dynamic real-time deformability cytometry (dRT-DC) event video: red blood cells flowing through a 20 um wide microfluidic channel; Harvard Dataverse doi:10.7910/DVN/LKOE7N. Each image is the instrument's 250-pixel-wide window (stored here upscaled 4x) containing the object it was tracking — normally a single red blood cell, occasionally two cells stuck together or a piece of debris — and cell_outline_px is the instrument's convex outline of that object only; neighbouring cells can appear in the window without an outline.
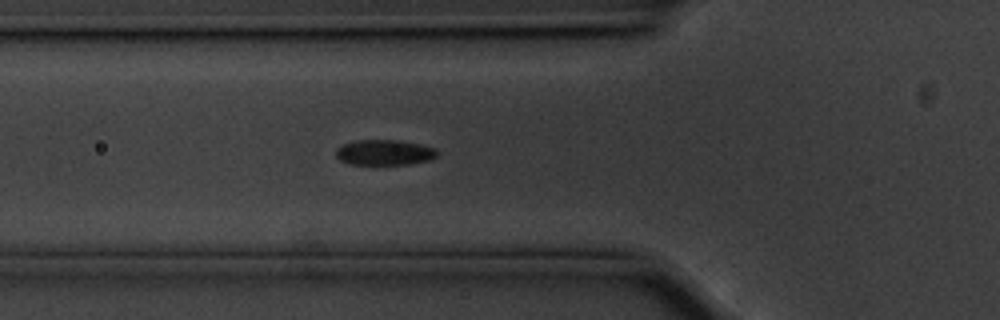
{"species": "common noctule bat (a hibernating species)", "species_latin": "Nyctalus noctula", "temperature_condition": "cold", "stored_images_in_passage": 42, "camera_frame_rate_fps": 3000, "um_per_image_px": 0.085, "animal": {"sex": "male", "body_mass_g": 20.1, "forearm_length_mm": 53.5}, "frame": {"image": 1, "passage_image": 5, "time_ms": 1.333, "image_size_px": [1000, 320], "cell_outline_px": [[436, 156], [432, 160], [408, 164], [352, 164], [340, 160], [336, 156], [336, 148], [340, 144], [356, 140], [400, 140], [420, 144], [436, 148]], "centroid_in_image_um": [32.66, 12.95], "position_along_channel_um": 93.1, "area_um2": 15.09}}
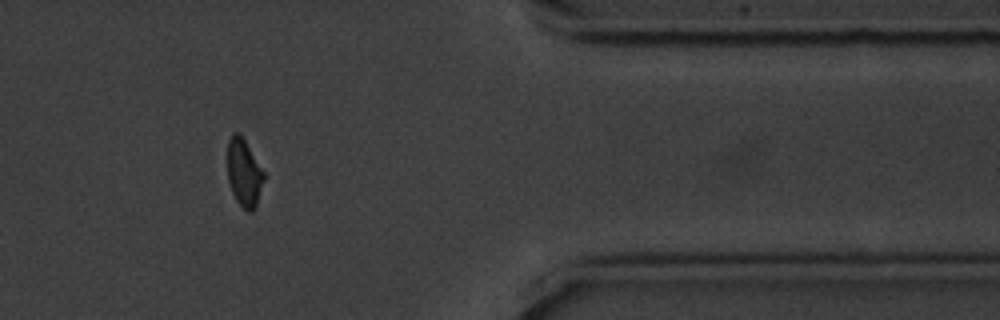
{"frame": {"image": 2, "passage_image": 32, "time_ms": 10.333, "image_size_px": [1000, 320], "cell_outline_px": [[264, 180], [256, 208], [252, 212], [248, 212], [236, 200], [232, 192], [228, 180], [228, 140], [232, 132], [236, 132], [244, 140], [264, 172]], "centroid_in_image_um": [20.74, 14.73], "position_along_channel_um": 390.7, "area_um2": 14.16}}
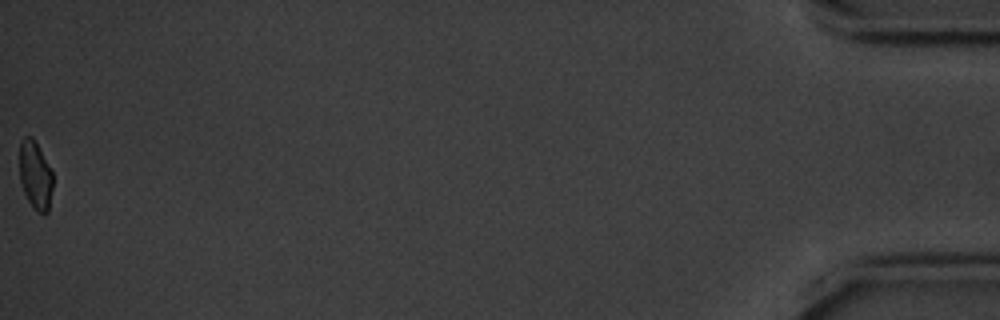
{"frame": {"image": 3, "passage_image": 42, "time_ms": 13.667, "image_size_px": [1000, 320], "cell_outline_px": [[52, 188], [48, 212], [44, 216], [36, 212], [32, 208], [24, 192], [20, 180], [20, 140], [24, 136], [32, 136], [52, 172]], "centroid_in_image_um": [2.99, 14.94], "position_along_channel_um": 432.2, "area_um2": 13.24}, "authors_computed_cell_mechanics": {"area_um2": 15.0569, "velocity_mm_per_s": 3.551, "shape_relaxation_time_tau1_ms": 2.1389, "shape_relaxation_time_tau2_ms": 2.1024, "deformation_change_tau1": 0.0725, "deformation_change_tau2": 0.0499}}